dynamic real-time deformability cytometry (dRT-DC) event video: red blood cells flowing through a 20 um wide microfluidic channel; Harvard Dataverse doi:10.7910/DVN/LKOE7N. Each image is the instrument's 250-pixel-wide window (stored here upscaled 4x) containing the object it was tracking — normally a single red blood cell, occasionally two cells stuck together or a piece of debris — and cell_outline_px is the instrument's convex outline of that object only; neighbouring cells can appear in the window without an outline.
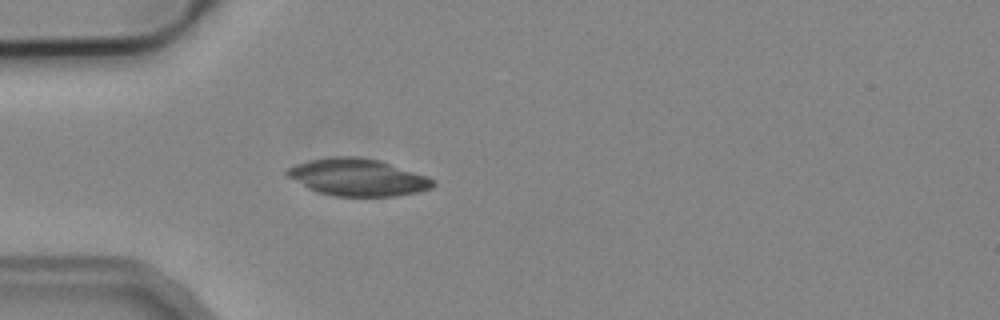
{"species": "common noctule bat (a hibernating species)", "species_latin": "Nyctalus noctula", "temperature_condition": "cold", "stored_images_in_passage": 1, "camera_frame_rate_fps": 3000, "um_per_image_px": 0.085, "animal": {"sex": "male", "body_mass_g": 19.2, "forearm_length_mm": 51.8}, "frame": {"image": 1, "passage_image": 1, "time_ms": 0.0, "image_size_px": [1000, 320], "cell_outline_px": [[436, 184], [432, 188], [416, 192], [396, 196], [332, 196], [316, 192], [284, 176], [284, 172], [288, 168], [296, 164], [312, 160], [336, 156], [356, 156], [380, 160], [436, 180]], "centroid_in_image_um": [30.37, 15.08], "position_along_channel_um": 54.6, "area_um2": 31.62}}